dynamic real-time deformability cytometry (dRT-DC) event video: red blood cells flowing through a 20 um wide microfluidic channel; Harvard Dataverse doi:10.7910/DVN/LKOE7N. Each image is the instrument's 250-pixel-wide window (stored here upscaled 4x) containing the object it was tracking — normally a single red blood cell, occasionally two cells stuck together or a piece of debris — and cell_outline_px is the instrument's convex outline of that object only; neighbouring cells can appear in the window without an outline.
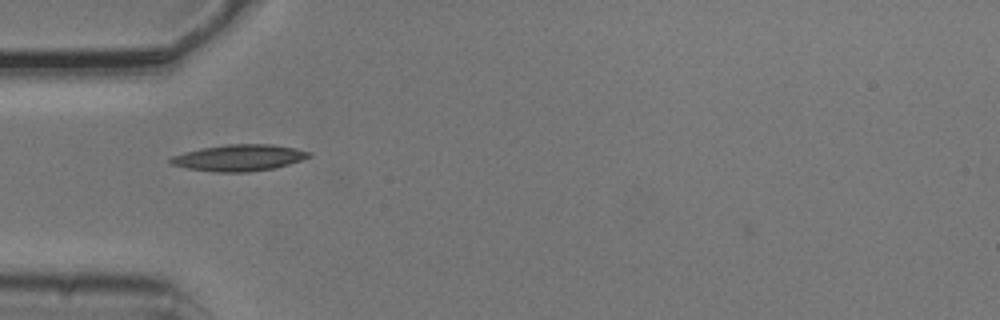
{"species": "common noctule bat (a hibernating species)", "species_latin": "Nyctalus noctula", "temperature_condition": "cold", "stored_images_in_passage": 2, "camera_frame_rate_fps": 3000, "um_per_image_px": 0.085, "animal": {"sex": "male", "body_mass_g": 20.5, "forearm_length_mm": 52.5}, "frame": {"image": 1, "passage_image": 1, "time_ms": 0.0, "image_size_px": [1000, 320], "cell_outline_px": [[312, 156], [288, 164], [272, 168], [248, 172], [216, 172], [188, 168], [172, 164], [168, 160], [172, 156], [184, 152], [200, 148], [228, 144], [272, 144], [296, 148], [312, 152]], "centroid_in_image_um": [20.33, 13.4], "position_along_channel_um": 64.7, "area_um2": 21.21}}
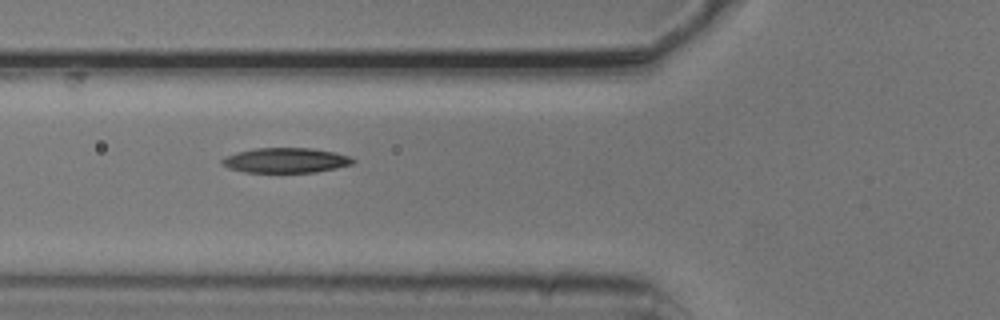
{"frame": {"image": 2, "passage_image": 2, "time_ms": 0.333, "image_size_px": [1000, 320], "cell_outline_px": [[356, 160], [352, 164], [336, 168], [316, 172], [244, 172], [228, 168], [220, 164], [220, 160], [224, 156], [236, 152], [256, 148], [312, 148], [336, 152], [352, 156]], "centroid_in_image_um": [24.28, 13.62], "position_along_channel_um": 101.5, "area_um2": 19.31}}